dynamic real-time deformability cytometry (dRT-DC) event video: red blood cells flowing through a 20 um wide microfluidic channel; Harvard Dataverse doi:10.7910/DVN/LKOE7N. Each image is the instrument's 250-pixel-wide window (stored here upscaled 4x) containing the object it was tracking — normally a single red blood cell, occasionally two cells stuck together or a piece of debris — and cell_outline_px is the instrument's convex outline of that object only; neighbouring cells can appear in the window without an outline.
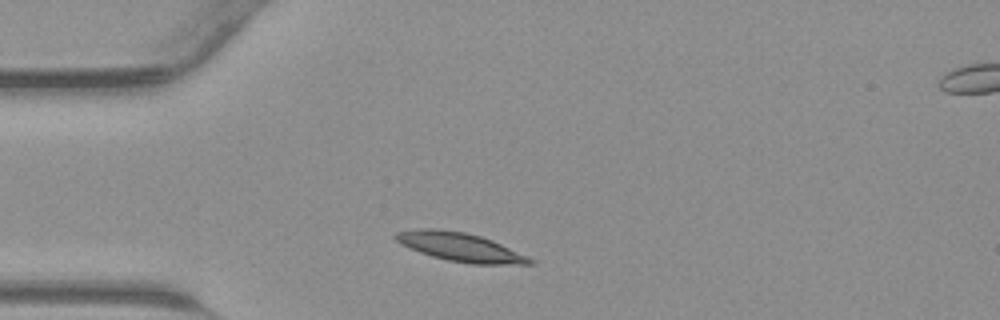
{"species": "common noctule bat (a hibernating species)", "species_latin": "Nyctalus noctula", "temperature_condition": "warm", "stored_images_in_passage": 29, "camera_frame_rate_fps": 3000, "um_per_image_px": 0.085, "animal": {"sex": "male", "body_mass_g": 23.1, "forearm_length_mm": 52.7}, "frame": {"image": 1, "passage_image": 3, "time_ms": 0.667, "image_size_px": [1000, 320], "cell_outline_px": [[536, 264], [472, 264], [448, 260], [432, 256], [420, 252], [396, 240], [392, 236], [396, 232], [420, 228], [440, 228], [464, 232], [480, 236], [492, 240], [528, 256], [536, 260]], "centroid_in_image_um": [39.16, 20.99], "position_along_channel_um": 45.8, "area_um2": 22.31}}
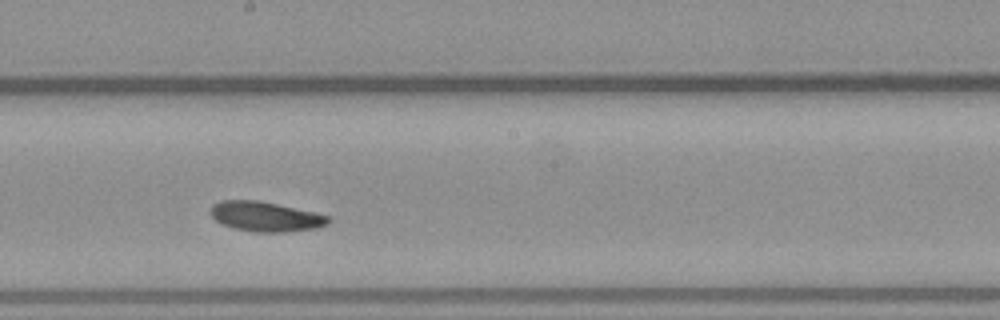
{"frame": {"image": 2, "passage_image": 16, "time_ms": 5.0, "image_size_px": [1000, 320], "cell_outline_px": [[332, 220], [328, 224], [316, 228], [288, 232], [256, 232], [232, 228], [220, 224], [212, 216], [208, 208], [212, 204], [220, 200], [256, 200], [316, 212], [332, 216]], "centroid_in_image_um": [22.57, 18.41], "position_along_channel_um": 225.6, "area_um2": 20.81}}
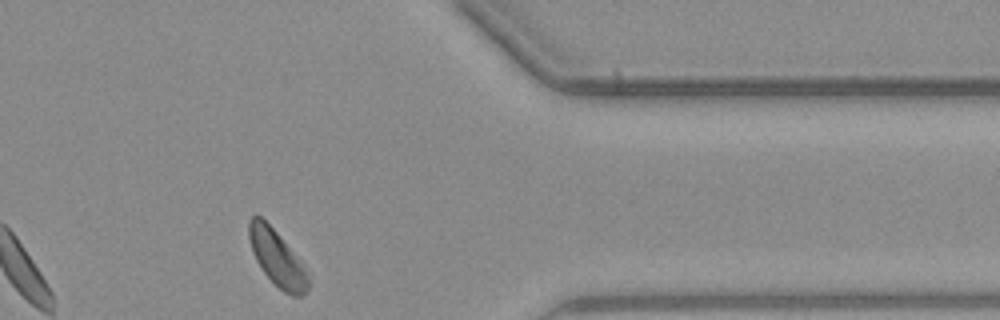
{"frame": {"image": 3, "passage_image": 28, "time_ms": 9.0, "image_size_px": [1000, 320], "cell_outline_px": [[308, 288], [300, 296], [292, 296], [284, 292], [264, 272], [256, 260], [252, 252], [248, 236], [248, 220], [252, 216], [260, 216], [276, 232], [304, 264], [308, 276]], "centroid_in_image_um": [23.54, 21.93], "position_along_channel_um": 387.9, "area_um2": 18.9}}